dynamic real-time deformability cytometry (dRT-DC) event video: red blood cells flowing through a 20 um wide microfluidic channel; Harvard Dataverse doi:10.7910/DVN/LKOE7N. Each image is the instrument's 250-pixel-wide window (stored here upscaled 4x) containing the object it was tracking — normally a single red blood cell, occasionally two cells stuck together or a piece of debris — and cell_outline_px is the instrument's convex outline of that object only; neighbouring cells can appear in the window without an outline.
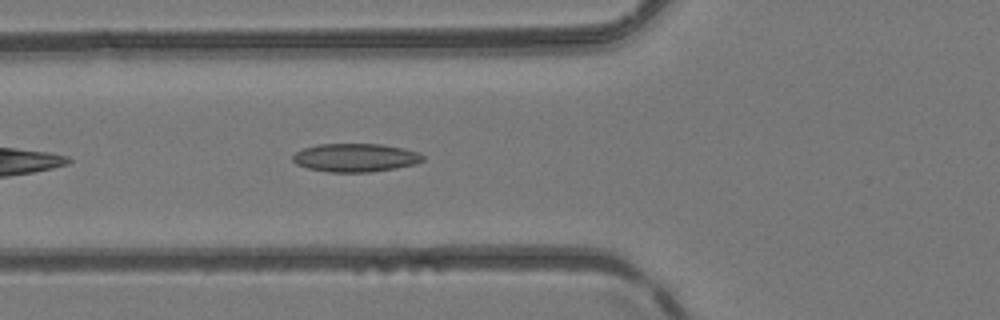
{"species": "common noctule bat (a hibernating species)", "species_latin": "Nyctalus noctula", "temperature_condition": "room temperature", "stored_images_in_passage": 8, "camera_frame_rate_fps": 3000, "um_per_image_px": 0.085, "animal": {"sex": "female", "body_mass_g": 24.6, "forearm_length_mm": 56.2}, "frame": {"image": 1, "passage_image": 4, "time_ms": 1.0, "image_size_px": [1000, 320], "cell_outline_px": [[424, 160], [416, 164], [396, 168], [368, 172], [328, 172], [308, 168], [296, 164], [292, 160], [292, 156], [296, 152], [304, 148], [316, 144], [380, 144], [404, 148], [420, 152], [424, 156]], "centroid_in_image_um": [30.23, 13.4], "position_along_channel_um": 95.6, "area_um2": 21.62}}